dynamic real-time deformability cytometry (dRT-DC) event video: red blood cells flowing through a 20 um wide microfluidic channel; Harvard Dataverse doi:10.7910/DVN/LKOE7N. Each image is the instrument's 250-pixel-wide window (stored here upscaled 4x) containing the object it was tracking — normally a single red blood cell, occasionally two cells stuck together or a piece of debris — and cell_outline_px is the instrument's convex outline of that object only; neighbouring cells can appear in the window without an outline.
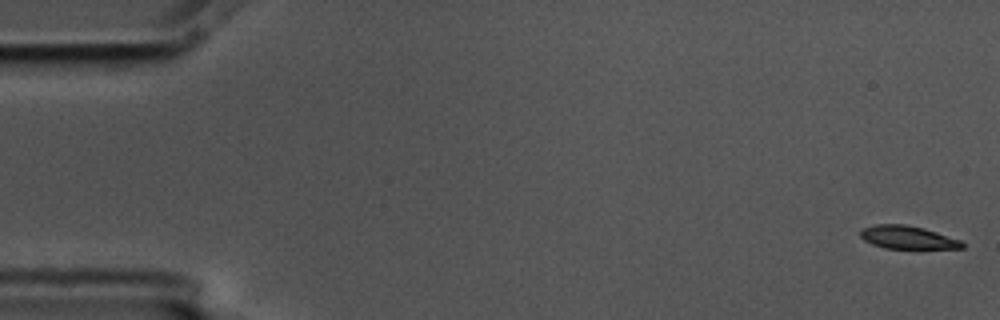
{"species": "common noctule bat (a hibernating species)", "species_latin": "Nyctalus noctula", "temperature_condition": "cold", "stored_images_in_passage": 57, "camera_frame_rate_fps": 3000, "um_per_image_px": 0.085, "animal": {"sex": "male", "body_mass_g": 17.5, "forearm_length_mm": 52.3}, "frame": {"image": 1, "passage_image": 1, "time_ms": 0.0, "image_size_px": [1000, 320], "cell_outline_px": [[964, 248], [884, 248], [872, 244], [864, 240], [860, 236], [860, 228], [876, 224], [904, 224], [924, 228], [960, 240], [964, 244]], "centroid_in_image_um": [77.09, 20.17], "position_along_channel_um": 7.9, "area_um2": 13.58}}
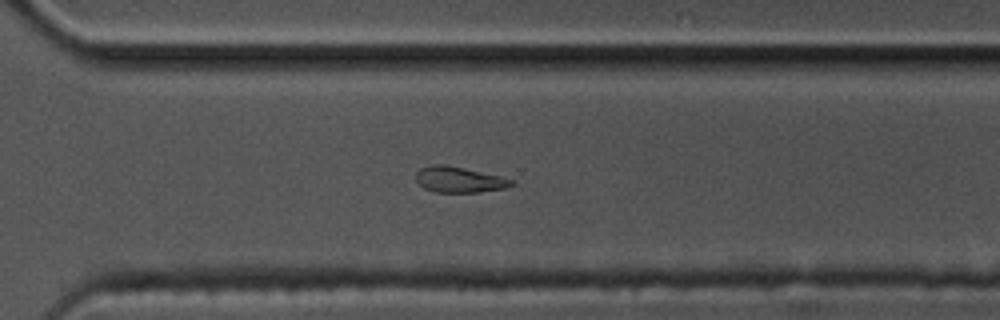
{"frame": {"image": 2, "passage_image": 40, "time_ms": 13.0, "image_size_px": [1000, 320], "cell_outline_px": [[516, 184], [504, 188], [476, 192], [432, 192], [424, 188], [416, 180], [416, 172], [420, 168], [432, 164], [444, 164], [464, 168], [500, 176], [516, 180]], "centroid_in_image_um": [39.03, 15.26], "position_along_channel_um": 331.6, "area_um2": 14.39}}
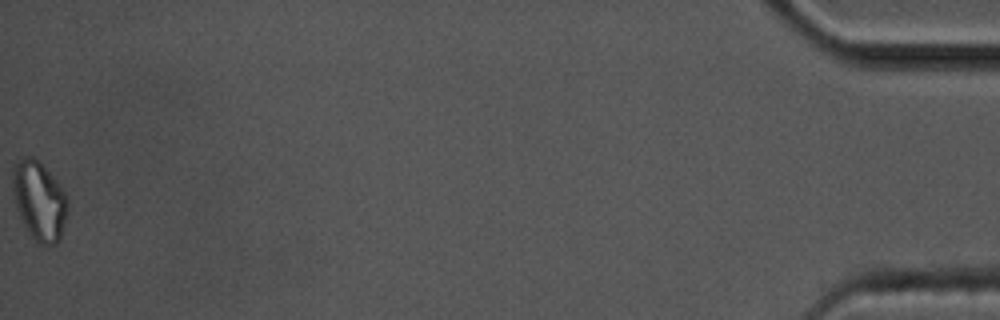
{"frame": {"image": 3, "passage_image": 57, "time_ms": 18.667, "image_size_px": [1000, 320], "cell_outline_px": [[68, 212], [60, 236], [56, 244], [40, 244], [32, 236], [24, 224], [20, 216], [12, 192], [12, 168], [24, 156], [32, 156], [60, 184], [68, 196]], "centroid_in_image_um": [3.35, 17.05], "position_along_channel_um": 431.9, "area_um2": 24.97}, "authors_computed_cell_mechanics": {"area_um2": 14.9702, "velocity_mm_per_s": 3.5456, "shape_relaxation_time_tau1_ms": 3.6033, "shape_relaxation_time_tau2_ms": null, "deformation_change_tau1": 0.1413, "deformation_change_tau2": null}}